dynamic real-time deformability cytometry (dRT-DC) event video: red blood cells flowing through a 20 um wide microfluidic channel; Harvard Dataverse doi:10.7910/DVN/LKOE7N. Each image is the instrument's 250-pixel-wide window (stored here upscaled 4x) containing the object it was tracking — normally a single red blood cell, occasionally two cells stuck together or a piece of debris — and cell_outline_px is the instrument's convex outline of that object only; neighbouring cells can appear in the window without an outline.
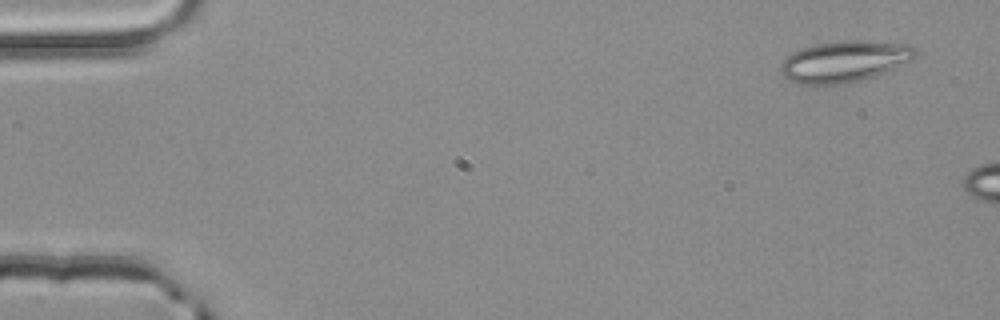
{"species": "common noctule bat (a hibernating species)", "species_latin": "Nyctalus noctula", "temperature_condition": "room temperature", "stored_images_in_passage": 2, "camera_frame_rate_fps": 3000, "um_per_image_px": 0.085, "animal": {"sex": "male", "body_mass_g": 20.4}, "frame": {"image": 1, "passage_image": 1, "time_ms": 0.0, "image_size_px": [1000, 320], "cell_outline_px": [[916, 56], [912, 60], [884, 72], [860, 80], [840, 84], [796, 84], [788, 80], [780, 72], [780, 64], [784, 56], [792, 52], [816, 44], [840, 40], [860, 40], [912, 44], [916, 48]], "centroid_in_image_um": [71.75, 5.21], "position_along_channel_um": 13.2, "area_um2": 32.54}}